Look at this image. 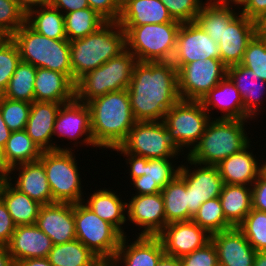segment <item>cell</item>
Returning <instances> with one entry per match:
<instances>
[{"label": "cell", "instance_id": "9a60e30c", "mask_svg": "<svg viewBox=\"0 0 266 266\" xmlns=\"http://www.w3.org/2000/svg\"><path fill=\"white\" fill-rule=\"evenodd\" d=\"M184 157L190 166L185 165L186 163L180 164L179 175L189 186L190 206H188V211L194 216L202 203L220 196L224 182L217 166L197 164L186 156ZM192 165L195 167L193 170L190 169Z\"/></svg>", "mask_w": 266, "mask_h": 266}, {"label": "cell", "instance_id": "1f68e13d", "mask_svg": "<svg viewBox=\"0 0 266 266\" xmlns=\"http://www.w3.org/2000/svg\"><path fill=\"white\" fill-rule=\"evenodd\" d=\"M12 179L9 177V180L3 182L0 198L16 226L35 224L42 205L16 189Z\"/></svg>", "mask_w": 266, "mask_h": 266}, {"label": "cell", "instance_id": "2e32d148", "mask_svg": "<svg viewBox=\"0 0 266 266\" xmlns=\"http://www.w3.org/2000/svg\"><path fill=\"white\" fill-rule=\"evenodd\" d=\"M76 140L75 145L86 144L96 147L92 138L91 112L87 103L78 101L76 98L68 103L62 104L55 119L53 136ZM80 142L78 139L82 138ZM85 136V138H84Z\"/></svg>", "mask_w": 266, "mask_h": 266}, {"label": "cell", "instance_id": "d590c367", "mask_svg": "<svg viewBox=\"0 0 266 266\" xmlns=\"http://www.w3.org/2000/svg\"><path fill=\"white\" fill-rule=\"evenodd\" d=\"M26 23L37 33L52 39H67L64 14L51 5L31 10L26 15Z\"/></svg>", "mask_w": 266, "mask_h": 266}, {"label": "cell", "instance_id": "83f0119b", "mask_svg": "<svg viewBox=\"0 0 266 266\" xmlns=\"http://www.w3.org/2000/svg\"><path fill=\"white\" fill-rule=\"evenodd\" d=\"M18 172V177L12 185L20 192L28 195L41 205L52 203V192L46 177L45 167L40 160L16 165L10 169Z\"/></svg>", "mask_w": 266, "mask_h": 266}, {"label": "cell", "instance_id": "11a10c76", "mask_svg": "<svg viewBox=\"0 0 266 266\" xmlns=\"http://www.w3.org/2000/svg\"><path fill=\"white\" fill-rule=\"evenodd\" d=\"M19 8L27 15L31 10L50 5L51 0H16Z\"/></svg>", "mask_w": 266, "mask_h": 266}, {"label": "cell", "instance_id": "f1b7e54d", "mask_svg": "<svg viewBox=\"0 0 266 266\" xmlns=\"http://www.w3.org/2000/svg\"><path fill=\"white\" fill-rule=\"evenodd\" d=\"M120 26H141L179 22L174 20L160 0H121Z\"/></svg>", "mask_w": 266, "mask_h": 266}, {"label": "cell", "instance_id": "db71d44e", "mask_svg": "<svg viewBox=\"0 0 266 266\" xmlns=\"http://www.w3.org/2000/svg\"><path fill=\"white\" fill-rule=\"evenodd\" d=\"M50 5L63 14L89 7L87 0H51Z\"/></svg>", "mask_w": 266, "mask_h": 266}, {"label": "cell", "instance_id": "277c9868", "mask_svg": "<svg viewBox=\"0 0 266 266\" xmlns=\"http://www.w3.org/2000/svg\"><path fill=\"white\" fill-rule=\"evenodd\" d=\"M247 122L249 121L244 119L213 117L199 142L185 155L197 164L217 166L222 160L241 151L250 143L245 130Z\"/></svg>", "mask_w": 266, "mask_h": 266}, {"label": "cell", "instance_id": "603a6c76", "mask_svg": "<svg viewBox=\"0 0 266 266\" xmlns=\"http://www.w3.org/2000/svg\"><path fill=\"white\" fill-rule=\"evenodd\" d=\"M135 241L128 243L127 236H123L120 246L113 257L116 266H157L165 254L162 242L158 236H136ZM129 244V245H128Z\"/></svg>", "mask_w": 266, "mask_h": 266}, {"label": "cell", "instance_id": "7dc6e473", "mask_svg": "<svg viewBox=\"0 0 266 266\" xmlns=\"http://www.w3.org/2000/svg\"><path fill=\"white\" fill-rule=\"evenodd\" d=\"M171 17L181 23L195 22L204 4L202 0H160Z\"/></svg>", "mask_w": 266, "mask_h": 266}, {"label": "cell", "instance_id": "f546056e", "mask_svg": "<svg viewBox=\"0 0 266 266\" xmlns=\"http://www.w3.org/2000/svg\"><path fill=\"white\" fill-rule=\"evenodd\" d=\"M210 115L211 108H219L223 115L216 119H244V103L234 83L226 76L200 101Z\"/></svg>", "mask_w": 266, "mask_h": 266}, {"label": "cell", "instance_id": "f5cc1de1", "mask_svg": "<svg viewBox=\"0 0 266 266\" xmlns=\"http://www.w3.org/2000/svg\"><path fill=\"white\" fill-rule=\"evenodd\" d=\"M239 12L258 24L266 18V0H247Z\"/></svg>", "mask_w": 266, "mask_h": 266}, {"label": "cell", "instance_id": "681fc988", "mask_svg": "<svg viewBox=\"0 0 266 266\" xmlns=\"http://www.w3.org/2000/svg\"><path fill=\"white\" fill-rule=\"evenodd\" d=\"M91 9L95 10L106 21H118L121 13V0H87Z\"/></svg>", "mask_w": 266, "mask_h": 266}, {"label": "cell", "instance_id": "e0dca14e", "mask_svg": "<svg viewBox=\"0 0 266 266\" xmlns=\"http://www.w3.org/2000/svg\"><path fill=\"white\" fill-rule=\"evenodd\" d=\"M166 255L180 258L207 244L211 235L193 220L167 224L157 235Z\"/></svg>", "mask_w": 266, "mask_h": 266}, {"label": "cell", "instance_id": "6f0895ef", "mask_svg": "<svg viewBox=\"0 0 266 266\" xmlns=\"http://www.w3.org/2000/svg\"><path fill=\"white\" fill-rule=\"evenodd\" d=\"M11 133L12 132L5 124L2 113L0 111V148L2 150L6 146L7 140L10 138Z\"/></svg>", "mask_w": 266, "mask_h": 266}, {"label": "cell", "instance_id": "bcb514c9", "mask_svg": "<svg viewBox=\"0 0 266 266\" xmlns=\"http://www.w3.org/2000/svg\"><path fill=\"white\" fill-rule=\"evenodd\" d=\"M26 22L16 0H0V31L11 37Z\"/></svg>", "mask_w": 266, "mask_h": 266}, {"label": "cell", "instance_id": "30bf717a", "mask_svg": "<svg viewBox=\"0 0 266 266\" xmlns=\"http://www.w3.org/2000/svg\"><path fill=\"white\" fill-rule=\"evenodd\" d=\"M76 239L98 258H113L123 235L109 222L102 220L83 202L74 204Z\"/></svg>", "mask_w": 266, "mask_h": 266}, {"label": "cell", "instance_id": "7bdbcfd3", "mask_svg": "<svg viewBox=\"0 0 266 266\" xmlns=\"http://www.w3.org/2000/svg\"><path fill=\"white\" fill-rule=\"evenodd\" d=\"M30 108V102L10 100L0 95V111L5 124L11 132L26 128Z\"/></svg>", "mask_w": 266, "mask_h": 266}, {"label": "cell", "instance_id": "c3c4849f", "mask_svg": "<svg viewBox=\"0 0 266 266\" xmlns=\"http://www.w3.org/2000/svg\"><path fill=\"white\" fill-rule=\"evenodd\" d=\"M182 266H219L216 248L210 240L203 247L180 257Z\"/></svg>", "mask_w": 266, "mask_h": 266}, {"label": "cell", "instance_id": "836d02e7", "mask_svg": "<svg viewBox=\"0 0 266 266\" xmlns=\"http://www.w3.org/2000/svg\"><path fill=\"white\" fill-rule=\"evenodd\" d=\"M161 194L164 200L166 225L192 220L193 216L188 211L189 186L179 174L161 190Z\"/></svg>", "mask_w": 266, "mask_h": 266}, {"label": "cell", "instance_id": "5b68a950", "mask_svg": "<svg viewBox=\"0 0 266 266\" xmlns=\"http://www.w3.org/2000/svg\"><path fill=\"white\" fill-rule=\"evenodd\" d=\"M21 61L36 68H46L66 74L72 80L70 43L68 39H52L33 30L26 22L11 36Z\"/></svg>", "mask_w": 266, "mask_h": 266}, {"label": "cell", "instance_id": "f35d334b", "mask_svg": "<svg viewBox=\"0 0 266 266\" xmlns=\"http://www.w3.org/2000/svg\"><path fill=\"white\" fill-rule=\"evenodd\" d=\"M36 71L37 68L35 66L21 61L2 96L10 100L33 103L35 101L34 83Z\"/></svg>", "mask_w": 266, "mask_h": 266}, {"label": "cell", "instance_id": "44dd1931", "mask_svg": "<svg viewBox=\"0 0 266 266\" xmlns=\"http://www.w3.org/2000/svg\"><path fill=\"white\" fill-rule=\"evenodd\" d=\"M219 266H253L256 251L237 228L211 234Z\"/></svg>", "mask_w": 266, "mask_h": 266}, {"label": "cell", "instance_id": "89a4df30", "mask_svg": "<svg viewBox=\"0 0 266 266\" xmlns=\"http://www.w3.org/2000/svg\"><path fill=\"white\" fill-rule=\"evenodd\" d=\"M2 184H3V181L0 180V189H1V187H2Z\"/></svg>", "mask_w": 266, "mask_h": 266}, {"label": "cell", "instance_id": "4316f807", "mask_svg": "<svg viewBox=\"0 0 266 266\" xmlns=\"http://www.w3.org/2000/svg\"><path fill=\"white\" fill-rule=\"evenodd\" d=\"M34 95L35 101L65 104L76 98L75 83L66 74L37 68Z\"/></svg>", "mask_w": 266, "mask_h": 266}, {"label": "cell", "instance_id": "680465c9", "mask_svg": "<svg viewBox=\"0 0 266 266\" xmlns=\"http://www.w3.org/2000/svg\"><path fill=\"white\" fill-rule=\"evenodd\" d=\"M0 266H15L13 257L5 245H0Z\"/></svg>", "mask_w": 266, "mask_h": 266}, {"label": "cell", "instance_id": "b9f144b4", "mask_svg": "<svg viewBox=\"0 0 266 266\" xmlns=\"http://www.w3.org/2000/svg\"><path fill=\"white\" fill-rule=\"evenodd\" d=\"M237 228L256 252L266 251V212L252 208Z\"/></svg>", "mask_w": 266, "mask_h": 266}, {"label": "cell", "instance_id": "9f6ffc18", "mask_svg": "<svg viewBox=\"0 0 266 266\" xmlns=\"http://www.w3.org/2000/svg\"><path fill=\"white\" fill-rule=\"evenodd\" d=\"M15 266H53L47 257L45 258H30L15 262Z\"/></svg>", "mask_w": 266, "mask_h": 266}, {"label": "cell", "instance_id": "816d5d0a", "mask_svg": "<svg viewBox=\"0 0 266 266\" xmlns=\"http://www.w3.org/2000/svg\"><path fill=\"white\" fill-rule=\"evenodd\" d=\"M15 229L16 225L0 198V245L7 246L10 243Z\"/></svg>", "mask_w": 266, "mask_h": 266}, {"label": "cell", "instance_id": "484cf974", "mask_svg": "<svg viewBox=\"0 0 266 266\" xmlns=\"http://www.w3.org/2000/svg\"><path fill=\"white\" fill-rule=\"evenodd\" d=\"M250 148L251 144H248L217 165L224 184L252 186L265 169L263 161L259 163L255 155L249 152Z\"/></svg>", "mask_w": 266, "mask_h": 266}, {"label": "cell", "instance_id": "94428289", "mask_svg": "<svg viewBox=\"0 0 266 266\" xmlns=\"http://www.w3.org/2000/svg\"><path fill=\"white\" fill-rule=\"evenodd\" d=\"M10 177V169L5 164V161L3 159V151L0 148V180L1 181H7Z\"/></svg>", "mask_w": 266, "mask_h": 266}, {"label": "cell", "instance_id": "52a82bcc", "mask_svg": "<svg viewBox=\"0 0 266 266\" xmlns=\"http://www.w3.org/2000/svg\"><path fill=\"white\" fill-rule=\"evenodd\" d=\"M137 62V58L125 49L76 82V99L87 103L109 92L127 89Z\"/></svg>", "mask_w": 266, "mask_h": 266}, {"label": "cell", "instance_id": "003e7915", "mask_svg": "<svg viewBox=\"0 0 266 266\" xmlns=\"http://www.w3.org/2000/svg\"><path fill=\"white\" fill-rule=\"evenodd\" d=\"M258 33H259V34L265 39V41H266V31H265L261 26H259Z\"/></svg>", "mask_w": 266, "mask_h": 266}, {"label": "cell", "instance_id": "5bb4252c", "mask_svg": "<svg viewBox=\"0 0 266 266\" xmlns=\"http://www.w3.org/2000/svg\"><path fill=\"white\" fill-rule=\"evenodd\" d=\"M208 58L220 59L219 44L196 22L181 23L171 60L177 71L185 64Z\"/></svg>", "mask_w": 266, "mask_h": 266}, {"label": "cell", "instance_id": "6125c7cd", "mask_svg": "<svg viewBox=\"0 0 266 266\" xmlns=\"http://www.w3.org/2000/svg\"><path fill=\"white\" fill-rule=\"evenodd\" d=\"M90 266H116L114 258H97Z\"/></svg>", "mask_w": 266, "mask_h": 266}, {"label": "cell", "instance_id": "4fadbf2b", "mask_svg": "<svg viewBox=\"0 0 266 266\" xmlns=\"http://www.w3.org/2000/svg\"><path fill=\"white\" fill-rule=\"evenodd\" d=\"M227 76V66L220 59L197 60L178 70V91L183 100L201 101Z\"/></svg>", "mask_w": 266, "mask_h": 266}, {"label": "cell", "instance_id": "8fae6325", "mask_svg": "<svg viewBox=\"0 0 266 266\" xmlns=\"http://www.w3.org/2000/svg\"><path fill=\"white\" fill-rule=\"evenodd\" d=\"M114 150L147 159H177V156L183 155L170 140L163 121L136 122L127 138Z\"/></svg>", "mask_w": 266, "mask_h": 266}, {"label": "cell", "instance_id": "ba28073f", "mask_svg": "<svg viewBox=\"0 0 266 266\" xmlns=\"http://www.w3.org/2000/svg\"><path fill=\"white\" fill-rule=\"evenodd\" d=\"M74 150L42 151L40 161L45 167L46 177L52 192V203L83 202L80 172Z\"/></svg>", "mask_w": 266, "mask_h": 266}, {"label": "cell", "instance_id": "4dcf8cb0", "mask_svg": "<svg viewBox=\"0 0 266 266\" xmlns=\"http://www.w3.org/2000/svg\"><path fill=\"white\" fill-rule=\"evenodd\" d=\"M111 190V191H110ZM98 189L91 193L88 200H83V203L90 208L102 220L112 224L123 236L122 225L127 222V202H123L122 198L112 189Z\"/></svg>", "mask_w": 266, "mask_h": 266}, {"label": "cell", "instance_id": "3957f363", "mask_svg": "<svg viewBox=\"0 0 266 266\" xmlns=\"http://www.w3.org/2000/svg\"><path fill=\"white\" fill-rule=\"evenodd\" d=\"M72 81L119 55L126 49V33L116 21H106L92 34L70 41Z\"/></svg>", "mask_w": 266, "mask_h": 266}, {"label": "cell", "instance_id": "cb8c5ba5", "mask_svg": "<svg viewBox=\"0 0 266 266\" xmlns=\"http://www.w3.org/2000/svg\"><path fill=\"white\" fill-rule=\"evenodd\" d=\"M227 77L234 83L242 97L244 120H253V117L255 119L260 114L259 109H262L260 106L266 93V81L261 80L252 70L241 64L227 67Z\"/></svg>", "mask_w": 266, "mask_h": 266}, {"label": "cell", "instance_id": "a7ac6f4b", "mask_svg": "<svg viewBox=\"0 0 266 266\" xmlns=\"http://www.w3.org/2000/svg\"><path fill=\"white\" fill-rule=\"evenodd\" d=\"M260 26L266 31V18L261 22Z\"/></svg>", "mask_w": 266, "mask_h": 266}, {"label": "cell", "instance_id": "8d00e7d4", "mask_svg": "<svg viewBox=\"0 0 266 266\" xmlns=\"http://www.w3.org/2000/svg\"><path fill=\"white\" fill-rule=\"evenodd\" d=\"M2 151L9 169L19 164L37 161L42 154V150L28 136L25 129L12 132Z\"/></svg>", "mask_w": 266, "mask_h": 266}, {"label": "cell", "instance_id": "ac0fdd59", "mask_svg": "<svg viewBox=\"0 0 266 266\" xmlns=\"http://www.w3.org/2000/svg\"><path fill=\"white\" fill-rule=\"evenodd\" d=\"M127 202V220L142 228L138 235L157 236L166 226L164 200L161 192L132 195Z\"/></svg>", "mask_w": 266, "mask_h": 266}, {"label": "cell", "instance_id": "d6986e66", "mask_svg": "<svg viewBox=\"0 0 266 266\" xmlns=\"http://www.w3.org/2000/svg\"><path fill=\"white\" fill-rule=\"evenodd\" d=\"M260 24L239 13L229 24H224L220 39V60L227 66L240 64L248 43L258 33Z\"/></svg>", "mask_w": 266, "mask_h": 266}, {"label": "cell", "instance_id": "f6af8a7d", "mask_svg": "<svg viewBox=\"0 0 266 266\" xmlns=\"http://www.w3.org/2000/svg\"><path fill=\"white\" fill-rule=\"evenodd\" d=\"M21 62L16 43L9 37L0 46V95L6 90L9 80Z\"/></svg>", "mask_w": 266, "mask_h": 266}, {"label": "cell", "instance_id": "d4e9b609", "mask_svg": "<svg viewBox=\"0 0 266 266\" xmlns=\"http://www.w3.org/2000/svg\"><path fill=\"white\" fill-rule=\"evenodd\" d=\"M14 262L45 258L53 247L51 239L36 224L16 226L7 245Z\"/></svg>", "mask_w": 266, "mask_h": 266}, {"label": "cell", "instance_id": "f907efd6", "mask_svg": "<svg viewBox=\"0 0 266 266\" xmlns=\"http://www.w3.org/2000/svg\"><path fill=\"white\" fill-rule=\"evenodd\" d=\"M252 208L266 212V170L264 169L252 184Z\"/></svg>", "mask_w": 266, "mask_h": 266}, {"label": "cell", "instance_id": "7402d4cb", "mask_svg": "<svg viewBox=\"0 0 266 266\" xmlns=\"http://www.w3.org/2000/svg\"><path fill=\"white\" fill-rule=\"evenodd\" d=\"M61 105V103L56 102L34 101L31 103L25 130L42 151L72 150L69 147L62 148L52 141L54 140L53 128L55 119Z\"/></svg>", "mask_w": 266, "mask_h": 266}, {"label": "cell", "instance_id": "ab89813d", "mask_svg": "<svg viewBox=\"0 0 266 266\" xmlns=\"http://www.w3.org/2000/svg\"><path fill=\"white\" fill-rule=\"evenodd\" d=\"M106 20L90 7L64 14L65 33L70 41L95 32Z\"/></svg>", "mask_w": 266, "mask_h": 266}, {"label": "cell", "instance_id": "8992f818", "mask_svg": "<svg viewBox=\"0 0 266 266\" xmlns=\"http://www.w3.org/2000/svg\"><path fill=\"white\" fill-rule=\"evenodd\" d=\"M181 22L121 26L126 33V49L139 62L171 61Z\"/></svg>", "mask_w": 266, "mask_h": 266}, {"label": "cell", "instance_id": "91938a15", "mask_svg": "<svg viewBox=\"0 0 266 266\" xmlns=\"http://www.w3.org/2000/svg\"><path fill=\"white\" fill-rule=\"evenodd\" d=\"M157 266H182L180 258L164 254Z\"/></svg>", "mask_w": 266, "mask_h": 266}, {"label": "cell", "instance_id": "6da1fadb", "mask_svg": "<svg viewBox=\"0 0 266 266\" xmlns=\"http://www.w3.org/2000/svg\"><path fill=\"white\" fill-rule=\"evenodd\" d=\"M137 122L163 121L181 98L178 71L171 61L137 62L127 88Z\"/></svg>", "mask_w": 266, "mask_h": 266}, {"label": "cell", "instance_id": "e575fe53", "mask_svg": "<svg viewBox=\"0 0 266 266\" xmlns=\"http://www.w3.org/2000/svg\"><path fill=\"white\" fill-rule=\"evenodd\" d=\"M233 8V9H232ZM239 12L232 6H223L207 0L198 13L195 22L216 42L224 33V24H229Z\"/></svg>", "mask_w": 266, "mask_h": 266}, {"label": "cell", "instance_id": "ee69618b", "mask_svg": "<svg viewBox=\"0 0 266 266\" xmlns=\"http://www.w3.org/2000/svg\"><path fill=\"white\" fill-rule=\"evenodd\" d=\"M240 64L266 81V41L259 33L248 43Z\"/></svg>", "mask_w": 266, "mask_h": 266}, {"label": "cell", "instance_id": "ffe728a7", "mask_svg": "<svg viewBox=\"0 0 266 266\" xmlns=\"http://www.w3.org/2000/svg\"><path fill=\"white\" fill-rule=\"evenodd\" d=\"M35 224L53 245L75 240L74 204L54 202L42 205Z\"/></svg>", "mask_w": 266, "mask_h": 266}, {"label": "cell", "instance_id": "be15d7a7", "mask_svg": "<svg viewBox=\"0 0 266 266\" xmlns=\"http://www.w3.org/2000/svg\"><path fill=\"white\" fill-rule=\"evenodd\" d=\"M212 1H214L215 3H218L220 5H223V6H229L230 5L233 7V4H234V6L237 7L240 5L238 8H241L247 0H212Z\"/></svg>", "mask_w": 266, "mask_h": 266}, {"label": "cell", "instance_id": "9c48e42d", "mask_svg": "<svg viewBox=\"0 0 266 266\" xmlns=\"http://www.w3.org/2000/svg\"><path fill=\"white\" fill-rule=\"evenodd\" d=\"M211 118L200 101L180 99L166 112L163 122L170 140L179 151H184L186 147L190 152L199 142Z\"/></svg>", "mask_w": 266, "mask_h": 266}, {"label": "cell", "instance_id": "e7e4bbea", "mask_svg": "<svg viewBox=\"0 0 266 266\" xmlns=\"http://www.w3.org/2000/svg\"><path fill=\"white\" fill-rule=\"evenodd\" d=\"M253 266H266V251L256 253Z\"/></svg>", "mask_w": 266, "mask_h": 266}, {"label": "cell", "instance_id": "d6a6232c", "mask_svg": "<svg viewBox=\"0 0 266 266\" xmlns=\"http://www.w3.org/2000/svg\"><path fill=\"white\" fill-rule=\"evenodd\" d=\"M219 199L227 222L238 227L252 209L251 186L224 184Z\"/></svg>", "mask_w": 266, "mask_h": 266}, {"label": "cell", "instance_id": "60d3db41", "mask_svg": "<svg viewBox=\"0 0 266 266\" xmlns=\"http://www.w3.org/2000/svg\"><path fill=\"white\" fill-rule=\"evenodd\" d=\"M192 220L210 235L233 228L225 218L219 197L202 203Z\"/></svg>", "mask_w": 266, "mask_h": 266}, {"label": "cell", "instance_id": "03108f58", "mask_svg": "<svg viewBox=\"0 0 266 266\" xmlns=\"http://www.w3.org/2000/svg\"><path fill=\"white\" fill-rule=\"evenodd\" d=\"M9 37L6 35V34H4V33H2L1 31H0V46L8 39Z\"/></svg>", "mask_w": 266, "mask_h": 266}, {"label": "cell", "instance_id": "74e56055", "mask_svg": "<svg viewBox=\"0 0 266 266\" xmlns=\"http://www.w3.org/2000/svg\"><path fill=\"white\" fill-rule=\"evenodd\" d=\"M97 258L77 239L53 245L47 256L53 266H90Z\"/></svg>", "mask_w": 266, "mask_h": 266}, {"label": "cell", "instance_id": "7c38bea8", "mask_svg": "<svg viewBox=\"0 0 266 266\" xmlns=\"http://www.w3.org/2000/svg\"><path fill=\"white\" fill-rule=\"evenodd\" d=\"M120 154L127 157L130 183L136 188L135 195L159 193L179 174L180 165H173V159H147L130 153Z\"/></svg>", "mask_w": 266, "mask_h": 266}, {"label": "cell", "instance_id": "7a4b0ae2", "mask_svg": "<svg viewBox=\"0 0 266 266\" xmlns=\"http://www.w3.org/2000/svg\"><path fill=\"white\" fill-rule=\"evenodd\" d=\"M87 105L91 112L92 138L99 149L119 147L137 122L127 89L98 96Z\"/></svg>", "mask_w": 266, "mask_h": 266}]
</instances>
